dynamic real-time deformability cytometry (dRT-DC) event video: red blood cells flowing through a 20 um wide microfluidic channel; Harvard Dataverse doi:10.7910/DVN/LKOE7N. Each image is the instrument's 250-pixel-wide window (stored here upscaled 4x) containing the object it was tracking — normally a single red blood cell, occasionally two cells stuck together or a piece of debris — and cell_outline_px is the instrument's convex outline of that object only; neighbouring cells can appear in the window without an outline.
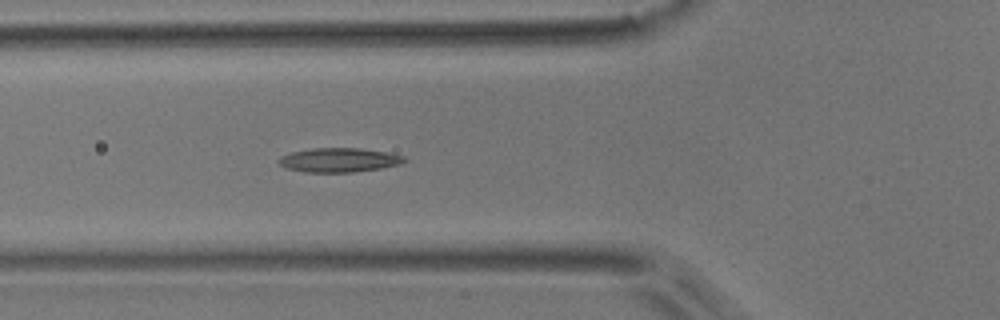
{"species": "common noctule bat (a hibernating species)", "species_latin": "Nyctalus noctula", "temperature_condition": "room temperature", "stored_images_in_passage": 5, "camera_frame_rate_fps": 3000, "um_per_image_px": 0.085, "animal": {"sex": "male", "body_mass_g": 17.9}, "frame": {"image": 1, "passage_image": 5, "time_ms": 1.333, "image_size_px": [1000, 320], "cell_outline_px": [[408, 160], [400, 164], [380, 168], [352, 172], [304, 172], [284, 168], [276, 160], [280, 156], [292, 152], [312, 148], [360, 148], [388, 152], [404, 156]], "centroid_in_image_um": [28.8, 13.6], "position_along_channel_um": 97.0, "area_um2": 17.8}}